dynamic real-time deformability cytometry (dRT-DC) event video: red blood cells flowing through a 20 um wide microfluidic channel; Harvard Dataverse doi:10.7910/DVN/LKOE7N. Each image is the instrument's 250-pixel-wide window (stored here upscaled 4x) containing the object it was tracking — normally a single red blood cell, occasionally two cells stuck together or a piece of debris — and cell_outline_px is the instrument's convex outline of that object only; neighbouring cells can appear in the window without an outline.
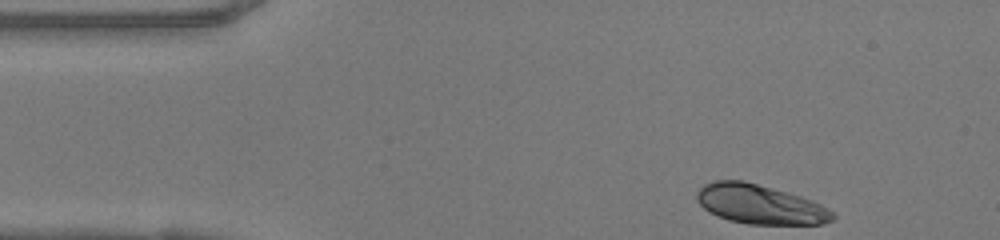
{"species": "human", "species_latin": "Homo sapiens", "temperature_condition": "warm", "stored_images_in_passage": 35, "camera_frame_rate_fps": 3000, "um_per_image_px": 0.085, "donor": {"sex": "female"}, "frame": {"image": 1, "passage_image": 1, "time_ms": 0.0, "image_size_px": [1000, 240], "cell_outline_px": [[836, 216], [832, 220], [824, 224], [748, 224], [728, 220], [716, 216], [708, 212], [696, 200], [696, 192], [704, 184], [712, 180], [744, 180], [800, 196], [812, 200], [820, 204], [832, 212]], "centroid_in_image_um": [64.55, 17.37], "position_along_channel_um": 20.5, "area_um2": 31.21}}
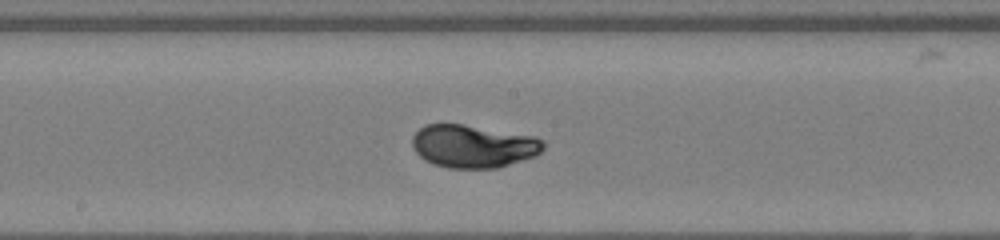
{"frame": {"image": 2, "passage_image": 20, "time_ms": 6.333, "image_size_px": [1000, 240], "cell_outline_px": [[544, 148], [536, 156], [496, 168], [448, 168], [432, 164], [424, 160], [412, 148], [412, 136], [424, 124], [464, 124], [536, 136], [544, 140]], "centroid_in_image_um": [40.22, 12.42], "position_along_channel_um": 208.0, "area_um2": 33.06}}
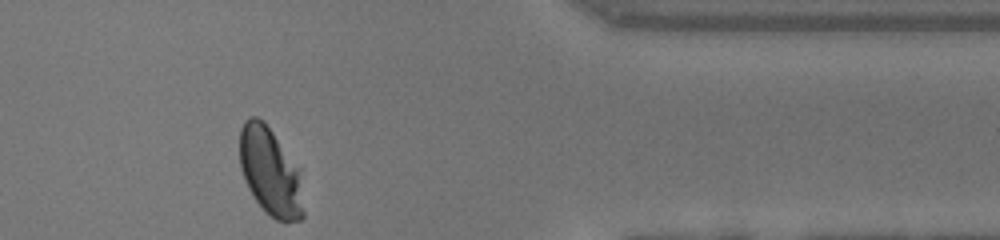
{"frame": {"image": 3, "passage_image": 35, "time_ms": 11.333, "image_size_px": [1000, 240], "cell_outline_px": [[304, 216], [300, 220], [284, 224], [276, 220], [264, 212], [248, 188], [244, 180], [240, 168], [240, 128], [244, 120], [248, 116], [256, 116], [264, 120], [300, 168], [304, 212]], "centroid_in_image_um": [22.99, 14.61], "position_along_channel_um": 388.4, "area_um2": 33.52}, "authors_computed_cell_mechanics": {"area_um2": 32.079, "velocity_mm_per_s": 4.1389, "shape_relaxation_time_tau1_ms": 2.862, "shape_relaxation_time_tau2_ms": null, "deformation_change_tau1": 0.1762, "deformation_change_tau2": null}}